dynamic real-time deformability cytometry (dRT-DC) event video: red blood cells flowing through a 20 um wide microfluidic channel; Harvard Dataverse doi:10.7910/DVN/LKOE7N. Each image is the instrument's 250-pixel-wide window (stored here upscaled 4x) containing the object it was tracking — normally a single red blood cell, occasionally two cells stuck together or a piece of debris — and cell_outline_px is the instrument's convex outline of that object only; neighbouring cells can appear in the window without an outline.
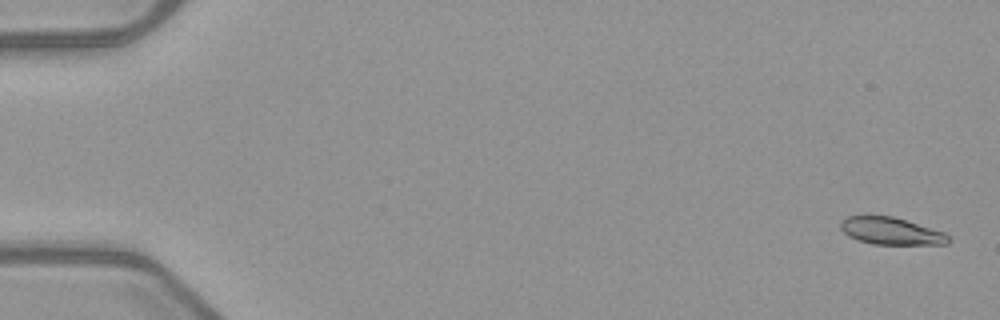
{"species": "common noctule bat (a hibernating species)", "species_latin": "Nyctalus noctula", "temperature_condition": "warm", "stored_images_in_passage": 53, "camera_frame_rate_fps": 3000, "um_per_image_px": 0.085, "animal": {"sex": "female", "body_mass_g": 21.9}, "frame": {"image": 1, "passage_image": 2, "time_ms": 0.333, "image_size_px": [1000, 320], "cell_outline_px": [[952, 240], [948, 244], [872, 244], [848, 236], [840, 228], [840, 224], [848, 216], [892, 216], [944, 232]], "centroid_in_image_um": [75.76, 19.65], "position_along_channel_um": 9.2, "area_um2": 16.82}}
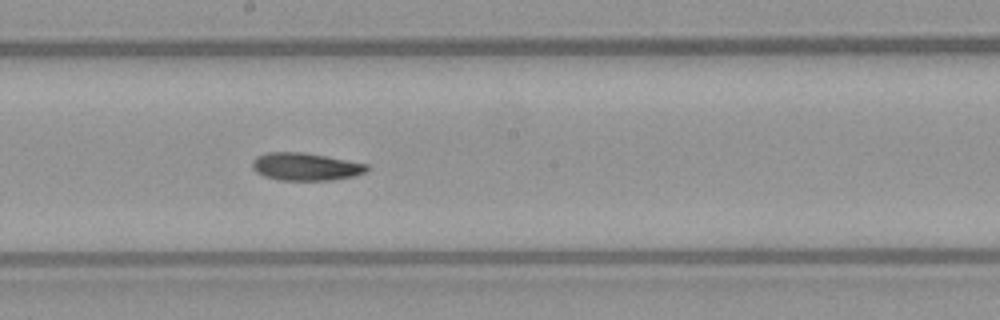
{"frame": {"image": 2, "passage_image": 30, "time_ms": 9.667, "image_size_px": [1000, 320], "cell_outline_px": [[368, 168], [364, 172], [352, 176], [332, 180], [280, 180], [264, 176], [256, 172], [252, 168], [252, 160], [256, 156], [268, 152], [304, 152], [368, 164]], "centroid_in_image_um": [25.92, 14.16], "position_along_channel_um": 222.3, "area_um2": 18.38}}
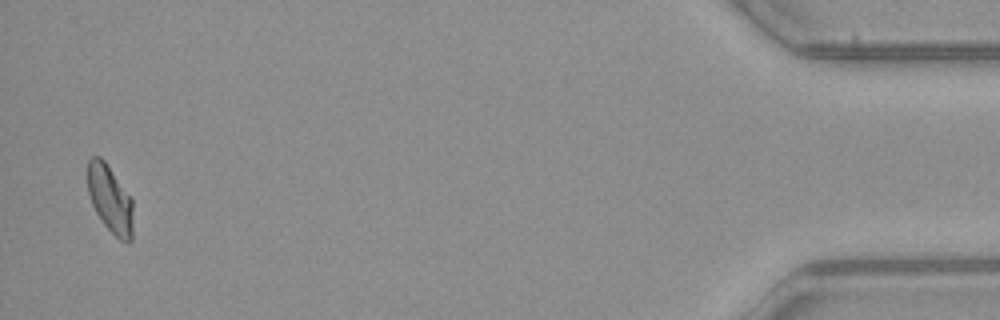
{"frame": {"image": 3, "passage_image": 52, "time_ms": 17.0, "image_size_px": [1000, 320], "cell_outline_px": [[132, 240], [120, 240], [104, 224], [96, 212], [92, 204], [88, 192], [88, 160], [92, 156], [100, 156], [104, 160], [132, 200]], "centroid_in_image_um": [9.34, 16.9], "position_along_channel_um": 425.9, "area_um2": 17.4}, "authors_computed_cell_mechanics": {"area_um2": 18.3804, "velocity_mm_per_s": 3.9659, "shape_relaxation_time_tau1_ms": 9.522, "shape_relaxation_time_tau2_ms": 8.419, "deformation_change_tau1": 0.2056, "deformation_change_tau2": 0.1318}}